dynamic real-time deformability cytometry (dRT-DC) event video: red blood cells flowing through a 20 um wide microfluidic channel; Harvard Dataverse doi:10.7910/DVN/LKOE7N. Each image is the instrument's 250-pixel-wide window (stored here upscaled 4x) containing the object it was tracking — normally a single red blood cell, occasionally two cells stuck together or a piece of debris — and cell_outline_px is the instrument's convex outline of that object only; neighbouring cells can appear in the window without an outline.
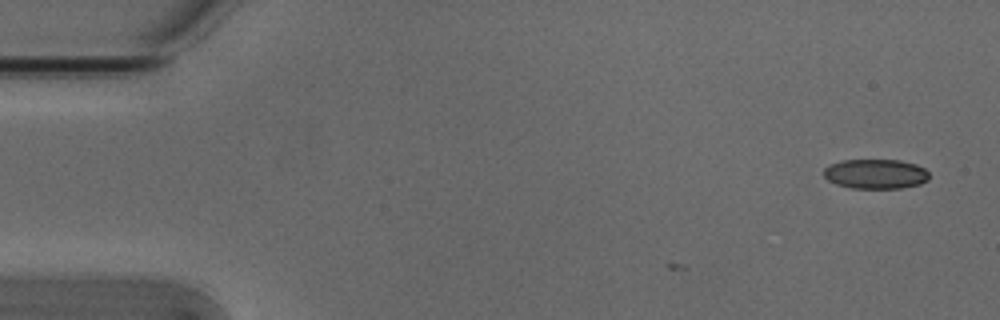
{"species": "Egyptian fruit bat (a non-hibernating species)", "species_latin": "Rousettus aegyptiacus", "temperature_condition": "cold", "stored_images_in_passage": 2, "camera_frame_rate_fps": 3000, "um_per_image_px": 0.085, "animal": {"sex": "male"}, "frame": {"image": 1, "passage_image": 2, "time_ms": 0.333, "image_size_px": [1000, 320], "cell_outline_px": [[928, 180], [920, 184], [900, 188], [852, 188], [836, 184], [828, 180], [824, 176], [824, 168], [828, 164], [844, 160], [900, 160], [916, 164], [924, 168], [928, 172]], "centroid_in_image_um": [74.42, 14.78], "position_along_channel_um": 10.6, "area_um2": 18.26}}